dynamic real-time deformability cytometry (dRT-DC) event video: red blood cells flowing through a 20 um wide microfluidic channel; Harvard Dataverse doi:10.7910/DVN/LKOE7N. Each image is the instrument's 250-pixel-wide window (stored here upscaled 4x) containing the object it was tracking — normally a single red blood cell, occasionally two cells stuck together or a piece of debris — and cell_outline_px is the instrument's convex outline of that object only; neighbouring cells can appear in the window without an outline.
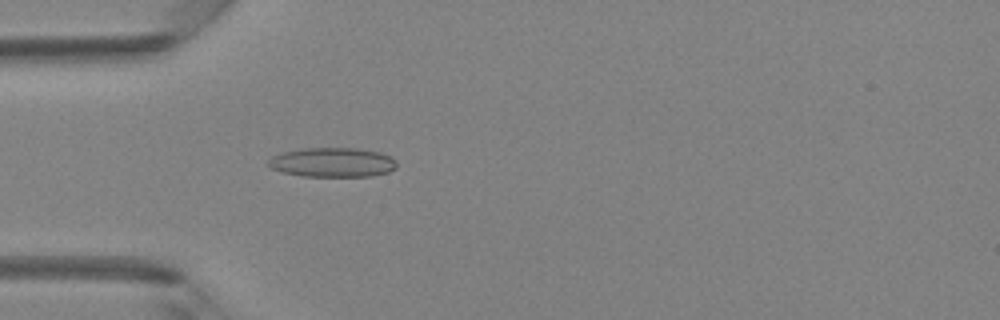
{"species": "Egyptian fruit bat (a non-hibernating species)", "species_latin": "Rousettus aegyptiacus", "temperature_condition": "room temperature", "stored_images_in_passage": 48, "camera_frame_rate_fps": 3000, "um_per_image_px": 0.085, "animal": {"sex": "female"}, "frame": {"image": 1, "passage_image": 14, "time_ms": 4.333, "image_size_px": [1000, 320], "cell_outline_px": [[396, 168], [388, 172], [372, 176], [304, 176], [284, 172], [272, 168], [268, 164], [268, 160], [272, 156], [284, 152], [304, 148], [356, 148], [380, 152], [392, 156], [396, 160]], "centroid_in_image_um": [28.31, 13.79], "position_along_channel_um": 56.7, "area_um2": 21.96}}
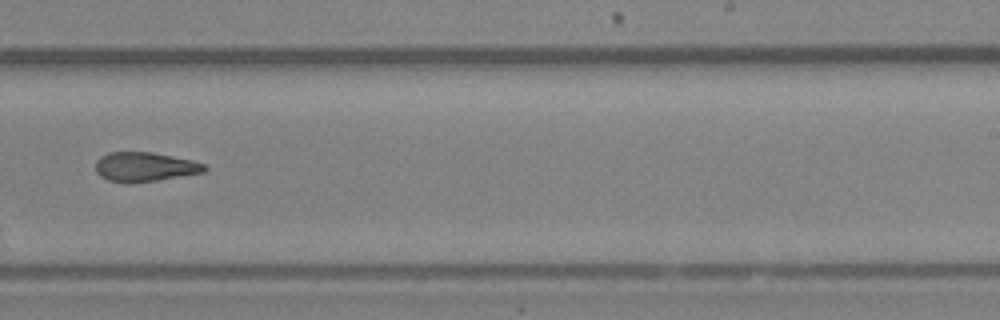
{"frame": {"image": 2, "passage_image": 30, "time_ms": 9.667, "image_size_px": [1000, 320], "cell_outline_px": [[208, 168], [204, 172], [156, 180], [128, 184], [108, 180], [100, 176], [96, 172], [96, 160], [100, 156], [108, 152], [152, 152], [192, 160], [204, 164]], "centroid_in_image_um": [12.27, 14.18], "position_along_channel_um": 276.7, "area_um2": 18.67}}
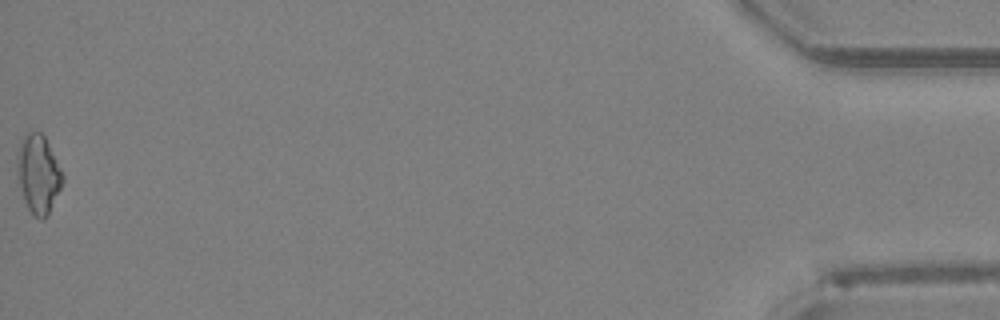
{"frame": {"image": 3, "passage_image": 48, "time_ms": 15.667, "image_size_px": [1000, 320], "cell_outline_px": [[64, 180], [44, 220], [40, 220], [28, 208], [24, 200], [20, 184], [16, 160], [16, 152], [24, 136], [28, 132], [40, 132], [44, 136], [64, 176]], "centroid_in_image_um": [3.24, 14.77], "position_along_channel_um": 432.0, "area_um2": 20.17}, "authors_computed_cell_mechanics": {"area_um2": 19.2185, "velocity_mm_per_s": 4.2283, "shape_relaxation_time_tau1_ms": null, "shape_relaxation_time_tau2_ms": 5.0962, "deformation_change_tau1": null, "deformation_change_tau2": 0.1502}}